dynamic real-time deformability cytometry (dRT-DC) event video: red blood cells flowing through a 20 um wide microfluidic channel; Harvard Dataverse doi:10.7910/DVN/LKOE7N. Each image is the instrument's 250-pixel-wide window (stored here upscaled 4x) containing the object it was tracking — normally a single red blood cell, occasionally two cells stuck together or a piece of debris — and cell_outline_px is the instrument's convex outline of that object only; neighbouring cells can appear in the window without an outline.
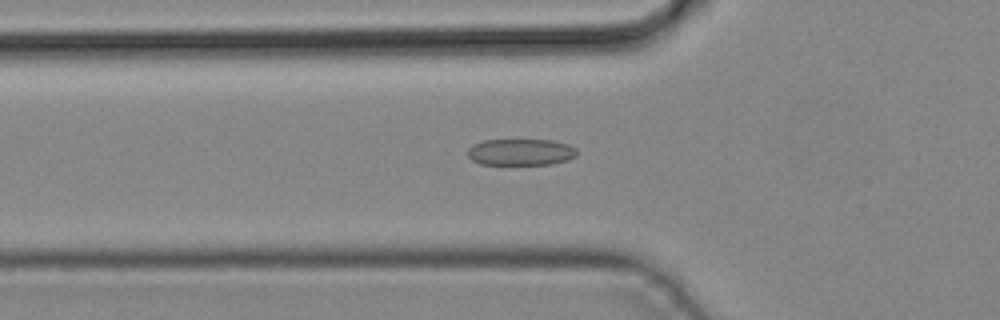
{"species": "common noctule bat (a hibernating species)", "species_latin": "Nyctalus noctula", "temperature_condition": "cold", "stored_images_in_passage": 31, "camera_frame_rate_fps": 3000, "um_per_image_px": 0.085, "animal": {"sex": "male", "body_mass_g": 19.2, "forearm_length_mm": 51.8}, "frame": {"image": 1, "passage_image": 8, "time_ms": 2.333, "image_size_px": [1000, 320], "cell_outline_px": [[576, 156], [568, 160], [552, 164], [480, 164], [472, 160], [468, 156], [468, 148], [472, 144], [484, 140], [552, 140], [568, 144], [576, 148]], "centroid_in_image_um": [44.26, 12.92], "position_along_channel_um": 81.5, "area_um2": 16.94}}
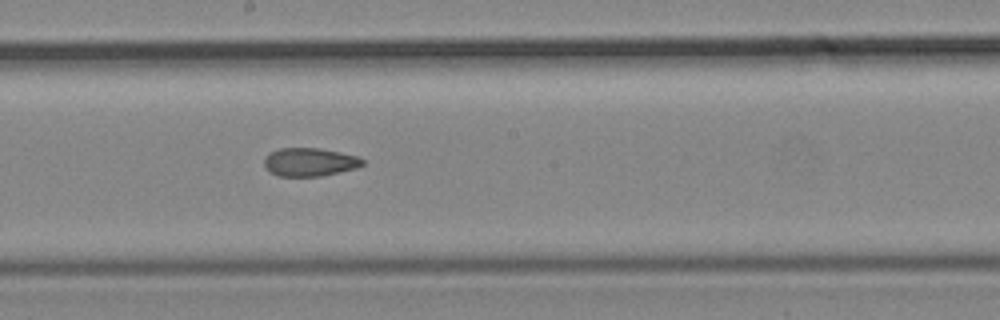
{"frame": {"image": 2, "passage_image": 17, "time_ms": 5.333, "image_size_px": [1000, 320], "cell_outline_px": [[364, 164], [356, 168], [320, 176], [280, 176], [272, 172], [264, 164], [264, 156], [280, 148], [320, 148], [340, 152], [356, 156], [364, 160]], "centroid_in_image_um": [26.33, 13.76], "position_along_channel_um": 221.9, "area_um2": 16.01}}
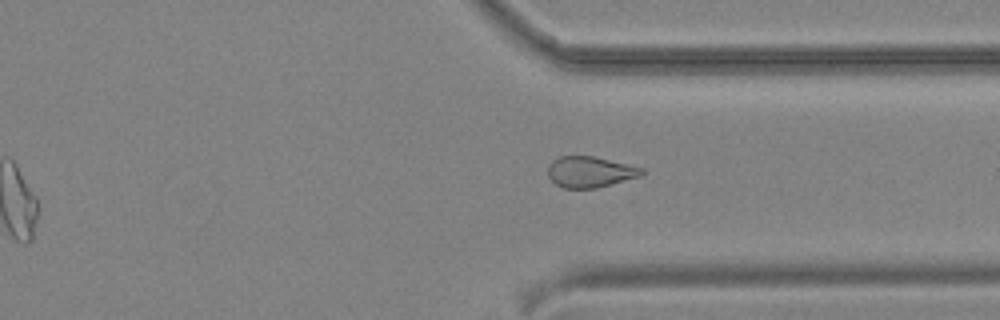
{"frame": {"image": 3, "passage_image": 26, "time_ms": 8.333, "image_size_px": [1000, 320], "cell_outline_px": [[644, 172], [640, 176], [596, 188], [564, 188], [556, 184], [548, 176], [548, 164], [552, 160], [560, 156], [592, 156], [644, 168]], "centroid_in_image_um": [50.12, 14.61], "position_along_channel_um": 361.3, "area_um2": 16.76}}